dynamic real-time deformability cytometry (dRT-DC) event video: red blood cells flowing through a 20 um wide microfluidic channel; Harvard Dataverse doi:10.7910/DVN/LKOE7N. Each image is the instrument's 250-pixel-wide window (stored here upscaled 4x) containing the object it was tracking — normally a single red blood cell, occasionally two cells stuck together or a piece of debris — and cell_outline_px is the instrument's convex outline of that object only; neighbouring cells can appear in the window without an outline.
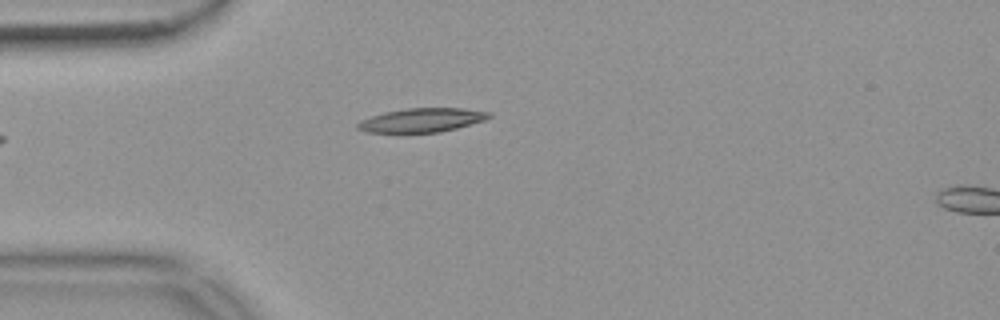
{"species": "common noctule bat (a hibernating species)", "species_latin": "Nyctalus noctula", "temperature_condition": "warm", "stored_images_in_passage": 42, "camera_frame_rate_fps": 3000, "um_per_image_px": 0.085, "animal": {"sex": "female", "body_mass_g": 18.4}, "frame": {"image": 1, "passage_image": 2, "time_ms": 0.333, "image_size_px": [1000, 320], "cell_outline_px": [[492, 116], [484, 120], [456, 128], [440, 132], [368, 132], [356, 128], [356, 124], [360, 120], [384, 112], [408, 108], [464, 108], [492, 112]], "centroid_in_image_um": [35.87, 10.2], "position_along_channel_um": 49.1, "area_um2": 18.21}}
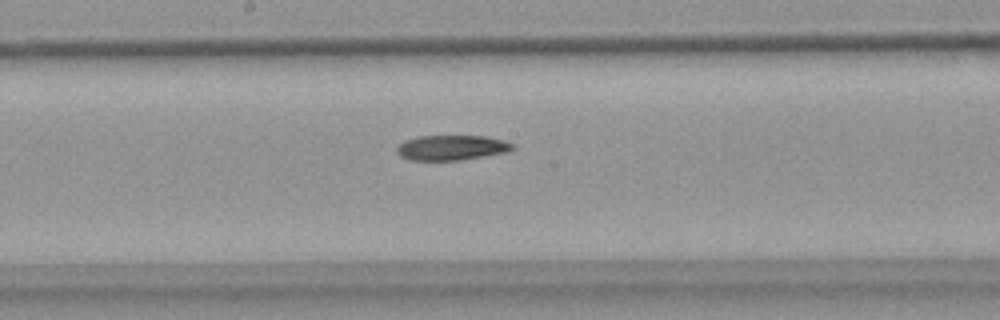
{"frame": {"image": 2, "passage_image": 16, "time_ms": 5.0, "image_size_px": [1000, 320], "cell_outline_px": [[516, 148], [508, 152], [460, 160], [408, 160], [400, 156], [396, 152], [396, 148], [404, 140], [416, 136], [488, 136], [504, 140], [516, 144]], "centroid_in_image_um": [38.41, 12.54], "position_along_channel_um": 209.8, "area_um2": 17.17}}
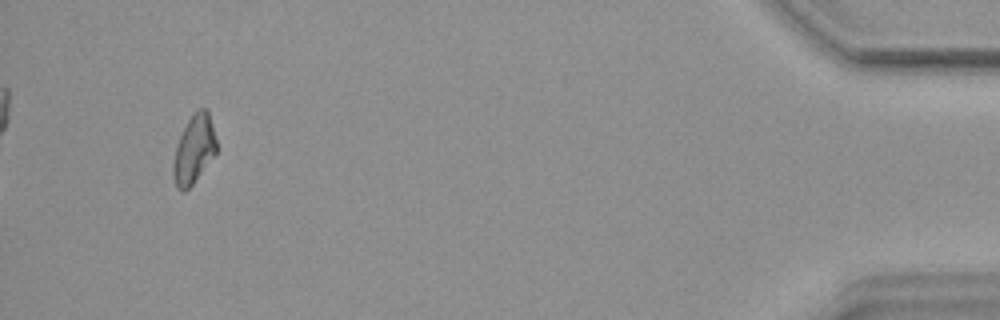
{"frame": {"image": 3, "passage_image": 39, "time_ms": 12.667, "image_size_px": [1000, 320], "cell_outline_px": [[216, 152], [192, 184], [184, 192], [176, 188], [172, 176], [172, 164], [176, 148], [180, 136], [188, 120], [196, 108], [208, 108], [216, 140]], "centroid_in_image_um": [16.47, 12.68], "position_along_channel_um": 418.7, "area_um2": 17.11}, "authors_computed_cell_mechanics": {"area_um2": 17.8024, "velocity_mm_per_s": 3.7055, "shape_relaxation_time_tau1_ms": null, "shape_relaxation_time_tau2_ms": 8.5752, "deformation_change_tau1": null, "deformation_change_tau2": 0.1645}}